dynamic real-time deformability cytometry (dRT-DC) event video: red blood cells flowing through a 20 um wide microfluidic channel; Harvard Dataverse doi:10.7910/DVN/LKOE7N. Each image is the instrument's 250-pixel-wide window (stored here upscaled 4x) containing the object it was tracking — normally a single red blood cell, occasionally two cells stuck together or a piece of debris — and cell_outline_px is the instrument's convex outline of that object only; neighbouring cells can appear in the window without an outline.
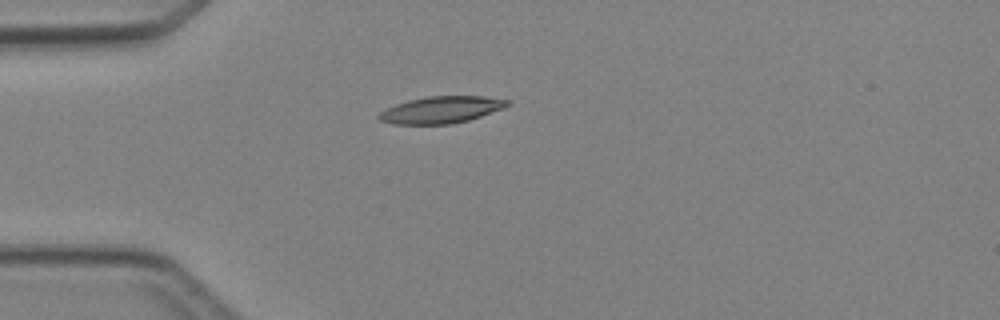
{"species": "Egyptian fruit bat (a non-hibernating species)", "species_latin": "Rousettus aegyptiacus", "temperature_condition": "cold", "stored_images_in_passage": 4, "camera_frame_rate_fps": 3000, "um_per_image_px": 0.085, "animal": {"sex": "female"}, "frame": {"image": 1, "passage_image": 3, "time_ms": 2.333, "image_size_px": [1000, 320], "cell_outline_px": [[512, 104], [504, 108], [468, 120], [448, 124], [392, 124], [380, 120], [376, 116], [380, 112], [396, 104], [408, 100], [428, 96], [484, 96], [512, 100]], "centroid_in_image_um": [37.54, 9.32], "position_along_channel_um": 47.5, "area_um2": 20.11}}